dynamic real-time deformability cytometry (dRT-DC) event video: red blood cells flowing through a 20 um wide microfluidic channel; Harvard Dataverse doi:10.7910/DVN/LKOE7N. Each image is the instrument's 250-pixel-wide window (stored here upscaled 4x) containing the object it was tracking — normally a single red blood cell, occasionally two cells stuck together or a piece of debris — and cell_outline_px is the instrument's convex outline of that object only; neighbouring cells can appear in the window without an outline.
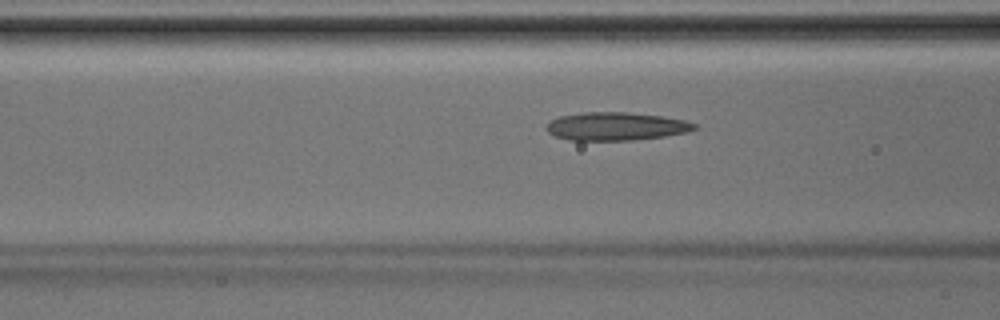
{"species": "Egyptian fruit bat (a non-hibernating species)", "species_latin": "Rousettus aegyptiacus", "temperature_condition": "room temperature", "stored_images_in_passage": 6, "camera_frame_rate_fps": 3000, "um_per_image_px": 0.085, "animal": {"sex": "male"}, "frame": {"image": 1, "passage_image": 6, "time_ms": 1.667, "image_size_px": [1000, 320], "cell_outline_px": [[696, 128], [688, 132], [664, 136], [632, 140], [568, 140], [556, 136], [548, 132], [544, 128], [552, 120], [560, 116], [584, 112], [628, 112], [660, 116], [684, 120], [696, 124]], "centroid_in_image_um": [52.34, 10.74], "position_along_channel_um": 114.3, "area_um2": 24.1}}